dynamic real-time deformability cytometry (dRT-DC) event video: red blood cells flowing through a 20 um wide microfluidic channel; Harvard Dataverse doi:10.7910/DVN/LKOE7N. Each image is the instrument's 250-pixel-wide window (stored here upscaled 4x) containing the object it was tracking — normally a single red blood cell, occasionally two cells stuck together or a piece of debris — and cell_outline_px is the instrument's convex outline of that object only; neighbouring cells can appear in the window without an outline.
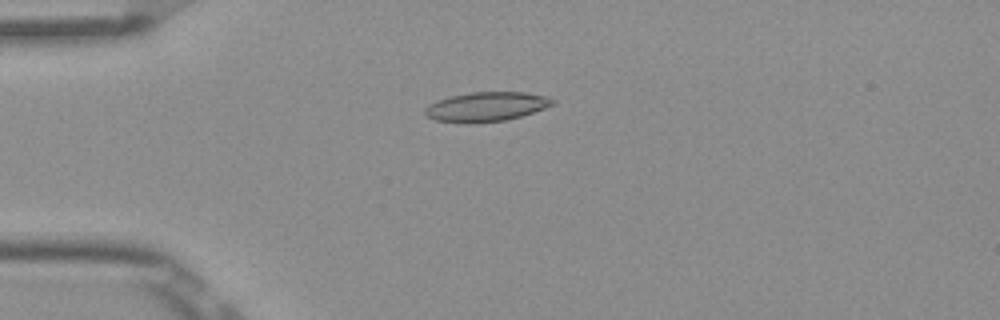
{"species": "Egyptian fruit bat (a non-hibernating species)", "species_latin": "Rousettus aegyptiacus", "temperature_condition": "room temperature", "stored_images_in_passage": 53, "camera_frame_rate_fps": 3000, "um_per_image_px": 0.085, "frame": {"image": 1, "passage_image": 14, "time_ms": 4.333, "image_size_px": [1000, 320], "cell_outline_px": [[556, 104], [508, 120], [436, 120], [428, 116], [424, 112], [424, 108], [428, 104], [436, 100], [452, 96], [472, 92], [524, 92], [544, 96], [556, 100]], "centroid_in_image_um": [41.39, 9.01], "position_along_channel_um": 43.6, "area_um2": 20.87}}
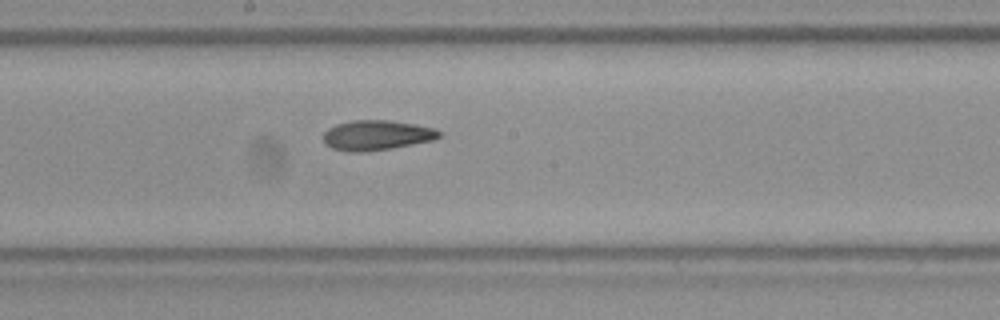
{"frame": {"image": 2, "passage_image": 29, "time_ms": 9.333, "image_size_px": [1000, 320], "cell_outline_px": [[444, 136], [432, 140], [392, 148], [360, 152], [352, 152], [332, 148], [324, 144], [324, 132], [328, 128], [336, 124], [352, 120], [388, 120], [436, 128], [444, 132]], "centroid_in_image_um": [32.04, 11.49], "position_along_channel_um": 216.2, "area_um2": 20.29}}
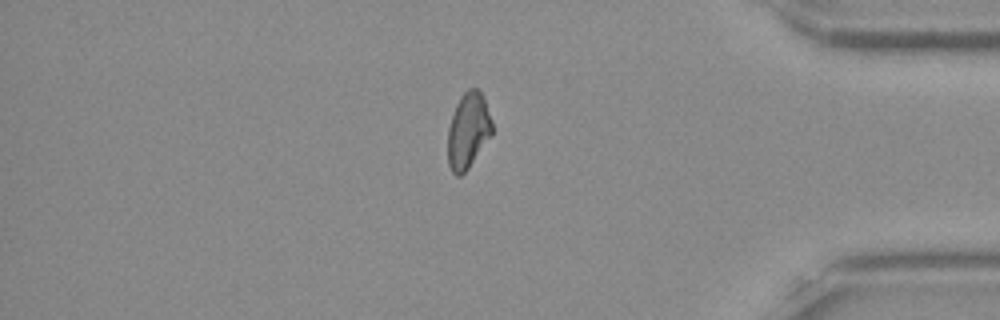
{"frame": {"image": 3, "passage_image": 45, "time_ms": 14.667, "image_size_px": [1000, 320], "cell_outline_px": [[492, 132], [468, 168], [460, 176], [456, 176], [452, 172], [448, 164], [448, 128], [456, 104], [460, 96], [468, 88], [476, 88], [484, 96], [492, 120]], "centroid_in_image_um": [39.78, 11.07], "position_along_channel_um": 395.4, "area_um2": 19.36}, "authors_computed_cell_mechanics": {"area_um2": 20.2878, "velocity_mm_per_s": 3.8901, "shape_relaxation_time_tau1_ms": 10.3851, "shape_relaxation_time_tau2_ms": 2.1837, "deformation_change_tau1": 0.239, "deformation_change_tau2": 0.0931}}